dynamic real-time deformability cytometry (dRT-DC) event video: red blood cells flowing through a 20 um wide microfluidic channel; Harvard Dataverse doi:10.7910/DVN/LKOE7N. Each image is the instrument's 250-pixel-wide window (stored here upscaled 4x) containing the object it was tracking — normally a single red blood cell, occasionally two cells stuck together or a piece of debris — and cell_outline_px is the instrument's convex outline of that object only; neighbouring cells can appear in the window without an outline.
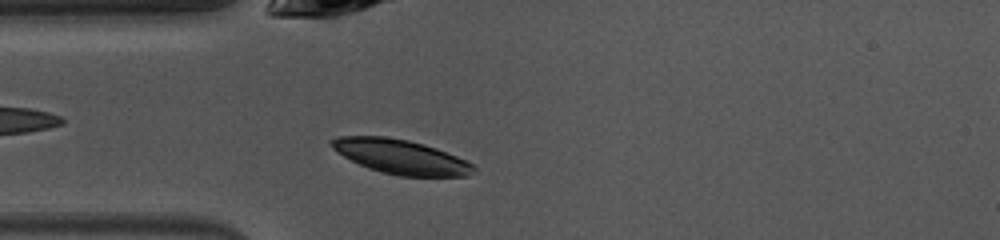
{"species": "common noctule bat (a hibernating species)", "species_latin": "Nyctalus noctula", "temperature_condition": "warm", "stored_images_in_passage": 8, "camera_frame_rate_fps": 3000, "um_per_image_px": 0.085, "animal": {"sex": "female", "body_mass_g": 10.0, "forearm_length_mm": 53.1}, "frame": {"image": 1, "passage_image": 4, "time_ms": 1.0, "image_size_px": [1000, 240], "cell_outline_px": [[476, 168], [464, 176], [400, 176], [368, 168], [344, 156], [332, 148], [328, 140], [340, 136], [384, 136], [408, 140], [424, 144], [436, 148], [456, 156], [472, 164]], "centroid_in_image_um": [34.03, 13.31], "position_along_channel_um": 51.0, "area_um2": 28.03}}
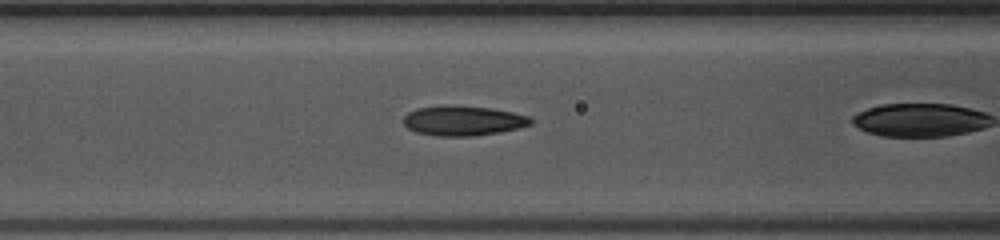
{"frame": {"image": 2, "passage_image": 7, "time_ms": 2.0, "image_size_px": [1000, 240], "cell_outline_px": [[532, 124], [500, 132], [472, 136], [436, 136], [416, 132], [408, 128], [404, 124], [404, 116], [408, 112], [416, 108], [492, 108], [512, 112], [528, 116], [532, 120]], "centroid_in_image_um": [39.38, 10.31], "position_along_channel_um": 127.2, "area_um2": 21.15}}